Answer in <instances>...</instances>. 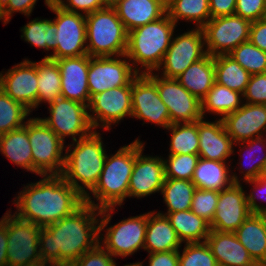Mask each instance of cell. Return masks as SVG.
I'll return each instance as SVG.
<instances>
[{
  "label": "cell",
  "mask_w": 266,
  "mask_h": 266,
  "mask_svg": "<svg viewBox=\"0 0 266 266\" xmlns=\"http://www.w3.org/2000/svg\"><path fill=\"white\" fill-rule=\"evenodd\" d=\"M55 2L66 11L80 13V10L82 13L84 11V15L106 7L102 0H67L66 4L65 0H55Z\"/></svg>",
  "instance_id": "48"
},
{
  "label": "cell",
  "mask_w": 266,
  "mask_h": 266,
  "mask_svg": "<svg viewBox=\"0 0 266 266\" xmlns=\"http://www.w3.org/2000/svg\"><path fill=\"white\" fill-rule=\"evenodd\" d=\"M147 75L156 83L159 95L167 106L171 124L201 120V101L188 92L175 78H164L153 72Z\"/></svg>",
  "instance_id": "13"
},
{
  "label": "cell",
  "mask_w": 266,
  "mask_h": 266,
  "mask_svg": "<svg viewBox=\"0 0 266 266\" xmlns=\"http://www.w3.org/2000/svg\"><path fill=\"white\" fill-rule=\"evenodd\" d=\"M240 96L243 97V94L215 82L207 95L201 100L203 119L206 111L221 115L223 119L226 115L238 110L244 103L241 102Z\"/></svg>",
  "instance_id": "32"
},
{
  "label": "cell",
  "mask_w": 266,
  "mask_h": 266,
  "mask_svg": "<svg viewBox=\"0 0 266 266\" xmlns=\"http://www.w3.org/2000/svg\"><path fill=\"white\" fill-rule=\"evenodd\" d=\"M29 114L27 108L0 89V135L23 127Z\"/></svg>",
  "instance_id": "39"
},
{
  "label": "cell",
  "mask_w": 266,
  "mask_h": 266,
  "mask_svg": "<svg viewBox=\"0 0 266 266\" xmlns=\"http://www.w3.org/2000/svg\"><path fill=\"white\" fill-rule=\"evenodd\" d=\"M105 6L113 7L120 0H102Z\"/></svg>",
  "instance_id": "56"
},
{
  "label": "cell",
  "mask_w": 266,
  "mask_h": 266,
  "mask_svg": "<svg viewBox=\"0 0 266 266\" xmlns=\"http://www.w3.org/2000/svg\"><path fill=\"white\" fill-rule=\"evenodd\" d=\"M136 159V140L107 155L99 180L90 192L99 202L91 204L99 210L121 206L128 197L129 180Z\"/></svg>",
  "instance_id": "5"
},
{
  "label": "cell",
  "mask_w": 266,
  "mask_h": 266,
  "mask_svg": "<svg viewBox=\"0 0 266 266\" xmlns=\"http://www.w3.org/2000/svg\"><path fill=\"white\" fill-rule=\"evenodd\" d=\"M85 18L90 57H126L128 32L114 7L106 6L85 15Z\"/></svg>",
  "instance_id": "6"
},
{
  "label": "cell",
  "mask_w": 266,
  "mask_h": 266,
  "mask_svg": "<svg viewBox=\"0 0 266 266\" xmlns=\"http://www.w3.org/2000/svg\"><path fill=\"white\" fill-rule=\"evenodd\" d=\"M114 208L98 210L84 203L70 216L41 227L39 253L42 261L70 266L84 253L94 249L99 244V234L111 220ZM96 216H99L100 221Z\"/></svg>",
  "instance_id": "1"
},
{
  "label": "cell",
  "mask_w": 266,
  "mask_h": 266,
  "mask_svg": "<svg viewBox=\"0 0 266 266\" xmlns=\"http://www.w3.org/2000/svg\"><path fill=\"white\" fill-rule=\"evenodd\" d=\"M144 144L136 139V159L129 180L128 197H146L161 192L165 180L164 160L142 155Z\"/></svg>",
  "instance_id": "18"
},
{
  "label": "cell",
  "mask_w": 266,
  "mask_h": 266,
  "mask_svg": "<svg viewBox=\"0 0 266 266\" xmlns=\"http://www.w3.org/2000/svg\"><path fill=\"white\" fill-rule=\"evenodd\" d=\"M113 7L127 32L156 21L167 13L163 0H120Z\"/></svg>",
  "instance_id": "25"
},
{
  "label": "cell",
  "mask_w": 266,
  "mask_h": 266,
  "mask_svg": "<svg viewBox=\"0 0 266 266\" xmlns=\"http://www.w3.org/2000/svg\"><path fill=\"white\" fill-rule=\"evenodd\" d=\"M177 26L166 13L160 19L139 26L128 32L126 59L132 61V66L141 64L147 74L160 71L165 53L170 46L174 29Z\"/></svg>",
  "instance_id": "4"
},
{
  "label": "cell",
  "mask_w": 266,
  "mask_h": 266,
  "mask_svg": "<svg viewBox=\"0 0 266 266\" xmlns=\"http://www.w3.org/2000/svg\"><path fill=\"white\" fill-rule=\"evenodd\" d=\"M163 128L171 125L167 106L160 98L156 83L147 74H138L132 81V115Z\"/></svg>",
  "instance_id": "16"
},
{
  "label": "cell",
  "mask_w": 266,
  "mask_h": 266,
  "mask_svg": "<svg viewBox=\"0 0 266 266\" xmlns=\"http://www.w3.org/2000/svg\"><path fill=\"white\" fill-rule=\"evenodd\" d=\"M176 80L201 101L215 83L214 57L206 54L192 63Z\"/></svg>",
  "instance_id": "29"
},
{
  "label": "cell",
  "mask_w": 266,
  "mask_h": 266,
  "mask_svg": "<svg viewBox=\"0 0 266 266\" xmlns=\"http://www.w3.org/2000/svg\"><path fill=\"white\" fill-rule=\"evenodd\" d=\"M115 57H90L88 69V89L90 98L106 90L132 85L139 70L126 59Z\"/></svg>",
  "instance_id": "12"
},
{
  "label": "cell",
  "mask_w": 266,
  "mask_h": 266,
  "mask_svg": "<svg viewBox=\"0 0 266 266\" xmlns=\"http://www.w3.org/2000/svg\"><path fill=\"white\" fill-rule=\"evenodd\" d=\"M56 62L61 73V97L89 106V55L61 58Z\"/></svg>",
  "instance_id": "22"
},
{
  "label": "cell",
  "mask_w": 266,
  "mask_h": 266,
  "mask_svg": "<svg viewBox=\"0 0 266 266\" xmlns=\"http://www.w3.org/2000/svg\"><path fill=\"white\" fill-rule=\"evenodd\" d=\"M52 1H55V0H45V4H46L47 6H49L50 3H51Z\"/></svg>",
  "instance_id": "60"
},
{
  "label": "cell",
  "mask_w": 266,
  "mask_h": 266,
  "mask_svg": "<svg viewBox=\"0 0 266 266\" xmlns=\"http://www.w3.org/2000/svg\"><path fill=\"white\" fill-rule=\"evenodd\" d=\"M252 266H266V263H254Z\"/></svg>",
  "instance_id": "59"
},
{
  "label": "cell",
  "mask_w": 266,
  "mask_h": 266,
  "mask_svg": "<svg viewBox=\"0 0 266 266\" xmlns=\"http://www.w3.org/2000/svg\"><path fill=\"white\" fill-rule=\"evenodd\" d=\"M243 99L248 104L266 105V73L251 75Z\"/></svg>",
  "instance_id": "45"
},
{
  "label": "cell",
  "mask_w": 266,
  "mask_h": 266,
  "mask_svg": "<svg viewBox=\"0 0 266 266\" xmlns=\"http://www.w3.org/2000/svg\"><path fill=\"white\" fill-rule=\"evenodd\" d=\"M251 213L241 183H233L219 192L216 212L209 224L210 229L234 233Z\"/></svg>",
  "instance_id": "20"
},
{
  "label": "cell",
  "mask_w": 266,
  "mask_h": 266,
  "mask_svg": "<svg viewBox=\"0 0 266 266\" xmlns=\"http://www.w3.org/2000/svg\"><path fill=\"white\" fill-rule=\"evenodd\" d=\"M28 138L32 150V173L61 175L65 156L64 142L41 118L28 119Z\"/></svg>",
  "instance_id": "7"
},
{
  "label": "cell",
  "mask_w": 266,
  "mask_h": 266,
  "mask_svg": "<svg viewBox=\"0 0 266 266\" xmlns=\"http://www.w3.org/2000/svg\"><path fill=\"white\" fill-rule=\"evenodd\" d=\"M249 41L266 52V18L251 23Z\"/></svg>",
  "instance_id": "52"
},
{
  "label": "cell",
  "mask_w": 266,
  "mask_h": 266,
  "mask_svg": "<svg viewBox=\"0 0 266 266\" xmlns=\"http://www.w3.org/2000/svg\"><path fill=\"white\" fill-rule=\"evenodd\" d=\"M18 193L13 214L40 227L70 216L84 204V198L61 175H42Z\"/></svg>",
  "instance_id": "2"
},
{
  "label": "cell",
  "mask_w": 266,
  "mask_h": 266,
  "mask_svg": "<svg viewBox=\"0 0 266 266\" xmlns=\"http://www.w3.org/2000/svg\"><path fill=\"white\" fill-rule=\"evenodd\" d=\"M204 44L202 28H195L172 38L160 66L163 69L161 76L176 79L192 63L202 59L207 54Z\"/></svg>",
  "instance_id": "15"
},
{
  "label": "cell",
  "mask_w": 266,
  "mask_h": 266,
  "mask_svg": "<svg viewBox=\"0 0 266 266\" xmlns=\"http://www.w3.org/2000/svg\"><path fill=\"white\" fill-rule=\"evenodd\" d=\"M168 159H164L165 177L191 181L197 162L198 154H169Z\"/></svg>",
  "instance_id": "41"
},
{
  "label": "cell",
  "mask_w": 266,
  "mask_h": 266,
  "mask_svg": "<svg viewBox=\"0 0 266 266\" xmlns=\"http://www.w3.org/2000/svg\"><path fill=\"white\" fill-rule=\"evenodd\" d=\"M3 20V0H0V20Z\"/></svg>",
  "instance_id": "57"
},
{
  "label": "cell",
  "mask_w": 266,
  "mask_h": 266,
  "mask_svg": "<svg viewBox=\"0 0 266 266\" xmlns=\"http://www.w3.org/2000/svg\"><path fill=\"white\" fill-rule=\"evenodd\" d=\"M158 213L166 216L181 242H205L211 230L209 223L197 216L191 210L165 214L160 213L159 211Z\"/></svg>",
  "instance_id": "30"
},
{
  "label": "cell",
  "mask_w": 266,
  "mask_h": 266,
  "mask_svg": "<svg viewBox=\"0 0 266 266\" xmlns=\"http://www.w3.org/2000/svg\"><path fill=\"white\" fill-rule=\"evenodd\" d=\"M46 264H48V266H52V264L44 262V261H39V262H33V263H28V264H23L21 266H47Z\"/></svg>",
  "instance_id": "55"
},
{
  "label": "cell",
  "mask_w": 266,
  "mask_h": 266,
  "mask_svg": "<svg viewBox=\"0 0 266 266\" xmlns=\"http://www.w3.org/2000/svg\"><path fill=\"white\" fill-rule=\"evenodd\" d=\"M48 8L56 14L53 22L57 26V45L53 54L46 55L45 58L58 60L87 55L85 15L66 11L55 1Z\"/></svg>",
  "instance_id": "8"
},
{
  "label": "cell",
  "mask_w": 266,
  "mask_h": 266,
  "mask_svg": "<svg viewBox=\"0 0 266 266\" xmlns=\"http://www.w3.org/2000/svg\"><path fill=\"white\" fill-rule=\"evenodd\" d=\"M166 8L169 18L175 24L179 19H184L202 28L211 18L209 0H170Z\"/></svg>",
  "instance_id": "35"
},
{
  "label": "cell",
  "mask_w": 266,
  "mask_h": 266,
  "mask_svg": "<svg viewBox=\"0 0 266 266\" xmlns=\"http://www.w3.org/2000/svg\"><path fill=\"white\" fill-rule=\"evenodd\" d=\"M195 189L192 181L165 178L161 194L168 207L167 213L190 210Z\"/></svg>",
  "instance_id": "36"
},
{
  "label": "cell",
  "mask_w": 266,
  "mask_h": 266,
  "mask_svg": "<svg viewBox=\"0 0 266 266\" xmlns=\"http://www.w3.org/2000/svg\"><path fill=\"white\" fill-rule=\"evenodd\" d=\"M148 266H178L179 250L149 253Z\"/></svg>",
  "instance_id": "51"
},
{
  "label": "cell",
  "mask_w": 266,
  "mask_h": 266,
  "mask_svg": "<svg viewBox=\"0 0 266 266\" xmlns=\"http://www.w3.org/2000/svg\"><path fill=\"white\" fill-rule=\"evenodd\" d=\"M199 149L201 158L226 162L234 153L233 142L228 135L222 118L214 121L198 120Z\"/></svg>",
  "instance_id": "23"
},
{
  "label": "cell",
  "mask_w": 266,
  "mask_h": 266,
  "mask_svg": "<svg viewBox=\"0 0 266 266\" xmlns=\"http://www.w3.org/2000/svg\"><path fill=\"white\" fill-rule=\"evenodd\" d=\"M37 0H3V22L7 24L14 12L30 16Z\"/></svg>",
  "instance_id": "50"
},
{
  "label": "cell",
  "mask_w": 266,
  "mask_h": 266,
  "mask_svg": "<svg viewBox=\"0 0 266 266\" xmlns=\"http://www.w3.org/2000/svg\"><path fill=\"white\" fill-rule=\"evenodd\" d=\"M146 227L147 213L124 219L105 229L106 234L104 238L99 237V244L104 243L103 248L112 256L132 255L141 247L144 249Z\"/></svg>",
  "instance_id": "17"
},
{
  "label": "cell",
  "mask_w": 266,
  "mask_h": 266,
  "mask_svg": "<svg viewBox=\"0 0 266 266\" xmlns=\"http://www.w3.org/2000/svg\"><path fill=\"white\" fill-rule=\"evenodd\" d=\"M0 152L17 166L32 172V150L28 138V121L23 127L0 135Z\"/></svg>",
  "instance_id": "31"
},
{
  "label": "cell",
  "mask_w": 266,
  "mask_h": 266,
  "mask_svg": "<svg viewBox=\"0 0 266 266\" xmlns=\"http://www.w3.org/2000/svg\"><path fill=\"white\" fill-rule=\"evenodd\" d=\"M251 23L235 14L210 18L202 27L206 53L212 57L228 55L241 43L249 41Z\"/></svg>",
  "instance_id": "9"
},
{
  "label": "cell",
  "mask_w": 266,
  "mask_h": 266,
  "mask_svg": "<svg viewBox=\"0 0 266 266\" xmlns=\"http://www.w3.org/2000/svg\"><path fill=\"white\" fill-rule=\"evenodd\" d=\"M41 227L7 211V260L8 266L42 261L39 253Z\"/></svg>",
  "instance_id": "11"
},
{
  "label": "cell",
  "mask_w": 266,
  "mask_h": 266,
  "mask_svg": "<svg viewBox=\"0 0 266 266\" xmlns=\"http://www.w3.org/2000/svg\"><path fill=\"white\" fill-rule=\"evenodd\" d=\"M218 198L219 192L217 191L196 188L190 210L210 224L216 212Z\"/></svg>",
  "instance_id": "43"
},
{
  "label": "cell",
  "mask_w": 266,
  "mask_h": 266,
  "mask_svg": "<svg viewBox=\"0 0 266 266\" xmlns=\"http://www.w3.org/2000/svg\"><path fill=\"white\" fill-rule=\"evenodd\" d=\"M167 130L172 132L170 154H198V121L171 124Z\"/></svg>",
  "instance_id": "38"
},
{
  "label": "cell",
  "mask_w": 266,
  "mask_h": 266,
  "mask_svg": "<svg viewBox=\"0 0 266 266\" xmlns=\"http://www.w3.org/2000/svg\"><path fill=\"white\" fill-rule=\"evenodd\" d=\"M235 15L251 22L266 18V0H236Z\"/></svg>",
  "instance_id": "47"
},
{
  "label": "cell",
  "mask_w": 266,
  "mask_h": 266,
  "mask_svg": "<svg viewBox=\"0 0 266 266\" xmlns=\"http://www.w3.org/2000/svg\"><path fill=\"white\" fill-rule=\"evenodd\" d=\"M101 139L100 133L94 130L90 135L73 141L74 144L67 146L64 154L65 162L61 176L82 195L84 203L90 205L95 202L91 200L88 190L91 192L96 186L107 157ZM72 146L74 149L70 150Z\"/></svg>",
  "instance_id": "3"
},
{
  "label": "cell",
  "mask_w": 266,
  "mask_h": 266,
  "mask_svg": "<svg viewBox=\"0 0 266 266\" xmlns=\"http://www.w3.org/2000/svg\"><path fill=\"white\" fill-rule=\"evenodd\" d=\"M211 18L235 14L236 0H209Z\"/></svg>",
  "instance_id": "53"
},
{
  "label": "cell",
  "mask_w": 266,
  "mask_h": 266,
  "mask_svg": "<svg viewBox=\"0 0 266 266\" xmlns=\"http://www.w3.org/2000/svg\"><path fill=\"white\" fill-rule=\"evenodd\" d=\"M7 212L0 220V266H8L7 260Z\"/></svg>",
  "instance_id": "54"
},
{
  "label": "cell",
  "mask_w": 266,
  "mask_h": 266,
  "mask_svg": "<svg viewBox=\"0 0 266 266\" xmlns=\"http://www.w3.org/2000/svg\"><path fill=\"white\" fill-rule=\"evenodd\" d=\"M124 266H143L142 262H137V263H132L129 265H124Z\"/></svg>",
  "instance_id": "58"
},
{
  "label": "cell",
  "mask_w": 266,
  "mask_h": 266,
  "mask_svg": "<svg viewBox=\"0 0 266 266\" xmlns=\"http://www.w3.org/2000/svg\"><path fill=\"white\" fill-rule=\"evenodd\" d=\"M166 4L170 1V0H163Z\"/></svg>",
  "instance_id": "62"
},
{
  "label": "cell",
  "mask_w": 266,
  "mask_h": 266,
  "mask_svg": "<svg viewBox=\"0 0 266 266\" xmlns=\"http://www.w3.org/2000/svg\"><path fill=\"white\" fill-rule=\"evenodd\" d=\"M24 40L30 43L32 46L38 48H45V50L56 49L57 26L53 20L38 19L31 20L27 25L21 28Z\"/></svg>",
  "instance_id": "37"
},
{
  "label": "cell",
  "mask_w": 266,
  "mask_h": 266,
  "mask_svg": "<svg viewBox=\"0 0 266 266\" xmlns=\"http://www.w3.org/2000/svg\"><path fill=\"white\" fill-rule=\"evenodd\" d=\"M215 82L244 94L251 74L229 55L214 56Z\"/></svg>",
  "instance_id": "33"
},
{
  "label": "cell",
  "mask_w": 266,
  "mask_h": 266,
  "mask_svg": "<svg viewBox=\"0 0 266 266\" xmlns=\"http://www.w3.org/2000/svg\"><path fill=\"white\" fill-rule=\"evenodd\" d=\"M147 213V227L144 250L148 253L179 250L181 241L166 216L156 213Z\"/></svg>",
  "instance_id": "27"
},
{
  "label": "cell",
  "mask_w": 266,
  "mask_h": 266,
  "mask_svg": "<svg viewBox=\"0 0 266 266\" xmlns=\"http://www.w3.org/2000/svg\"><path fill=\"white\" fill-rule=\"evenodd\" d=\"M37 80V63L25 59L5 74L0 73V89L32 112L37 108Z\"/></svg>",
  "instance_id": "19"
},
{
  "label": "cell",
  "mask_w": 266,
  "mask_h": 266,
  "mask_svg": "<svg viewBox=\"0 0 266 266\" xmlns=\"http://www.w3.org/2000/svg\"><path fill=\"white\" fill-rule=\"evenodd\" d=\"M228 55L251 75L266 73V52L250 41L241 43Z\"/></svg>",
  "instance_id": "40"
},
{
  "label": "cell",
  "mask_w": 266,
  "mask_h": 266,
  "mask_svg": "<svg viewBox=\"0 0 266 266\" xmlns=\"http://www.w3.org/2000/svg\"><path fill=\"white\" fill-rule=\"evenodd\" d=\"M205 242L218 266H252L255 263L233 232L211 229Z\"/></svg>",
  "instance_id": "24"
},
{
  "label": "cell",
  "mask_w": 266,
  "mask_h": 266,
  "mask_svg": "<svg viewBox=\"0 0 266 266\" xmlns=\"http://www.w3.org/2000/svg\"><path fill=\"white\" fill-rule=\"evenodd\" d=\"M87 109L81 102L59 97L49 103L50 116L41 119L63 142L66 136L76 141L77 136L82 139L94 131Z\"/></svg>",
  "instance_id": "10"
},
{
  "label": "cell",
  "mask_w": 266,
  "mask_h": 266,
  "mask_svg": "<svg viewBox=\"0 0 266 266\" xmlns=\"http://www.w3.org/2000/svg\"><path fill=\"white\" fill-rule=\"evenodd\" d=\"M178 266H218L206 242L186 243L182 254L179 251Z\"/></svg>",
  "instance_id": "42"
},
{
  "label": "cell",
  "mask_w": 266,
  "mask_h": 266,
  "mask_svg": "<svg viewBox=\"0 0 266 266\" xmlns=\"http://www.w3.org/2000/svg\"><path fill=\"white\" fill-rule=\"evenodd\" d=\"M234 234L255 263H266V215L251 213Z\"/></svg>",
  "instance_id": "28"
},
{
  "label": "cell",
  "mask_w": 266,
  "mask_h": 266,
  "mask_svg": "<svg viewBox=\"0 0 266 266\" xmlns=\"http://www.w3.org/2000/svg\"><path fill=\"white\" fill-rule=\"evenodd\" d=\"M222 120L234 144L264 136L266 105L244 103L238 110L226 115Z\"/></svg>",
  "instance_id": "21"
},
{
  "label": "cell",
  "mask_w": 266,
  "mask_h": 266,
  "mask_svg": "<svg viewBox=\"0 0 266 266\" xmlns=\"http://www.w3.org/2000/svg\"><path fill=\"white\" fill-rule=\"evenodd\" d=\"M37 75V107L43 101L48 104L61 97V73L56 60L44 57L37 62Z\"/></svg>",
  "instance_id": "34"
},
{
  "label": "cell",
  "mask_w": 266,
  "mask_h": 266,
  "mask_svg": "<svg viewBox=\"0 0 266 266\" xmlns=\"http://www.w3.org/2000/svg\"><path fill=\"white\" fill-rule=\"evenodd\" d=\"M226 163L200 157L191 181L197 189L217 192L229 188L233 183H240L237 174L230 175Z\"/></svg>",
  "instance_id": "26"
},
{
  "label": "cell",
  "mask_w": 266,
  "mask_h": 266,
  "mask_svg": "<svg viewBox=\"0 0 266 266\" xmlns=\"http://www.w3.org/2000/svg\"><path fill=\"white\" fill-rule=\"evenodd\" d=\"M112 255L101 244L84 253L70 266H116Z\"/></svg>",
  "instance_id": "46"
},
{
  "label": "cell",
  "mask_w": 266,
  "mask_h": 266,
  "mask_svg": "<svg viewBox=\"0 0 266 266\" xmlns=\"http://www.w3.org/2000/svg\"><path fill=\"white\" fill-rule=\"evenodd\" d=\"M265 140L266 139H264L263 136H261V137H256V138H253L250 140L243 141V142H241L242 145L240 144V142H238V144L243 147L244 143L245 144L247 143V145L246 146L244 145V147H247L245 149H247L246 151H249V152H247L248 154L247 153L245 154L248 158L246 156L245 157L249 161L255 162L257 160L256 158L258 156H256L254 152L258 151V149L260 148L261 145L263 146L264 144H266ZM263 142H265V143H263ZM252 151H254L253 152L254 154L250 153ZM250 164H252V163H250ZM240 165L243 166V163H241ZM265 168H266V153L263 154V158H261L260 161H256L255 164L253 163L252 167L246 169L244 176H243L244 181L253 180V179L258 178L259 176L264 174Z\"/></svg>",
  "instance_id": "44"
},
{
  "label": "cell",
  "mask_w": 266,
  "mask_h": 266,
  "mask_svg": "<svg viewBox=\"0 0 266 266\" xmlns=\"http://www.w3.org/2000/svg\"><path fill=\"white\" fill-rule=\"evenodd\" d=\"M52 266H69V265H52Z\"/></svg>",
  "instance_id": "61"
},
{
  "label": "cell",
  "mask_w": 266,
  "mask_h": 266,
  "mask_svg": "<svg viewBox=\"0 0 266 266\" xmlns=\"http://www.w3.org/2000/svg\"><path fill=\"white\" fill-rule=\"evenodd\" d=\"M88 109L92 112H89V119L94 130L101 125L100 127L109 131L111 124L118 123L125 116L131 117L132 85L112 88L94 95Z\"/></svg>",
  "instance_id": "14"
},
{
  "label": "cell",
  "mask_w": 266,
  "mask_h": 266,
  "mask_svg": "<svg viewBox=\"0 0 266 266\" xmlns=\"http://www.w3.org/2000/svg\"><path fill=\"white\" fill-rule=\"evenodd\" d=\"M246 182L250 183L251 185L254 184L253 186L255 187L254 189H252L250 194L246 195L249 209L254 214L266 215V207L262 205L259 206V204L256 202V197L264 198V196L266 195V175L262 174L258 178L253 179V180H248ZM255 190H257L259 194L260 192L265 193L263 194L264 196L259 195V194L258 195L256 194L257 196H255V193H254L256 192ZM264 200H266V196Z\"/></svg>",
  "instance_id": "49"
}]
</instances>
